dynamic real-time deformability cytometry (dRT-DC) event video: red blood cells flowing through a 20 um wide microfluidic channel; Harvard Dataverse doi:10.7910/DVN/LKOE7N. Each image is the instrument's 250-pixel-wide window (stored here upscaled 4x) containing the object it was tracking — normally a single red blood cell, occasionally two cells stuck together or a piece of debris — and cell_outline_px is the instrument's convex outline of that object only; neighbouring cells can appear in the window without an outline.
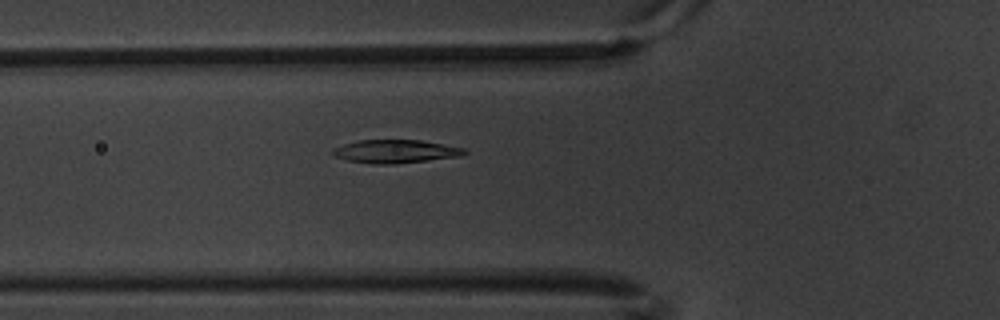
{"species": "common noctule bat (a hibernating species)", "species_latin": "Nyctalus noctula", "temperature_condition": "warm", "stored_images_in_passage": 3, "camera_frame_rate_fps": 3000, "um_per_image_px": 0.085, "animal": {"sex": "male", "body_mass_g": 20.1, "forearm_length_mm": 53.5}, "frame": {"image": 1, "passage_image": 3, "time_ms": 0.667, "image_size_px": [1000, 320], "cell_outline_px": [[468, 152], [460, 156], [396, 164], [376, 164], [348, 160], [332, 156], [332, 152], [336, 148], [344, 144], [360, 140], [420, 140], [464, 148]], "centroid_in_image_um": [33.62, 12.87], "position_along_channel_um": 92.2, "area_um2": 17.63}}